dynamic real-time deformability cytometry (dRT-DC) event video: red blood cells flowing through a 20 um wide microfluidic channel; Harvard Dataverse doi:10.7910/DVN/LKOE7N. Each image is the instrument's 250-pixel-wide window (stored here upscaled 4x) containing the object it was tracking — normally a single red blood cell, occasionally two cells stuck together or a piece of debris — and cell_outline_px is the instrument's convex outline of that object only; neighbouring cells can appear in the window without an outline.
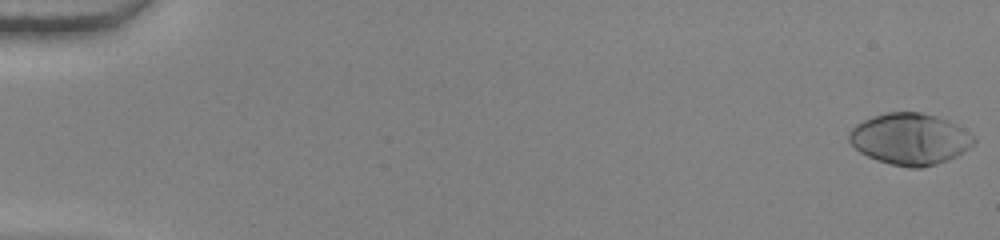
{"species": "human", "species_latin": "Homo sapiens", "temperature_condition": "warm", "stored_images_in_passage": 55, "camera_frame_rate_fps": 3000, "um_per_image_px": 0.085, "donor": {"sex": "female"}, "frame": {"image": 1, "passage_image": 1, "time_ms": 0.0, "image_size_px": [1000, 240], "cell_outline_px": [[976, 144], [972, 148], [948, 160], [936, 164], [920, 168], [908, 168], [876, 160], [860, 152], [848, 140], [848, 132], [856, 124], [872, 116], [888, 112], [920, 112], [936, 116], [948, 120], [956, 124], [976, 136]], "centroid_in_image_um": [77.38, 11.81], "position_along_channel_um": 7.6, "area_um2": 37.74}}
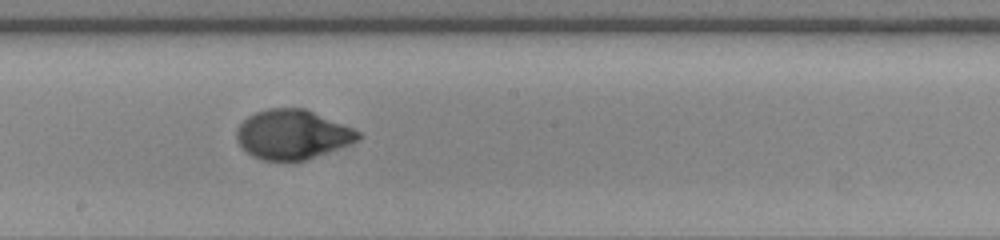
{"frame": {"image": 2, "passage_image": 32, "time_ms": 10.333, "image_size_px": [1000, 240], "cell_outline_px": [[364, 136], [360, 140], [308, 160], [292, 164], [288, 164], [264, 160], [252, 156], [236, 140], [236, 132], [240, 124], [248, 116], [256, 112], [268, 108], [304, 108], [364, 132]], "centroid_in_image_um": [24.91, 11.47], "position_along_channel_um": 223.3, "area_um2": 35.84}}
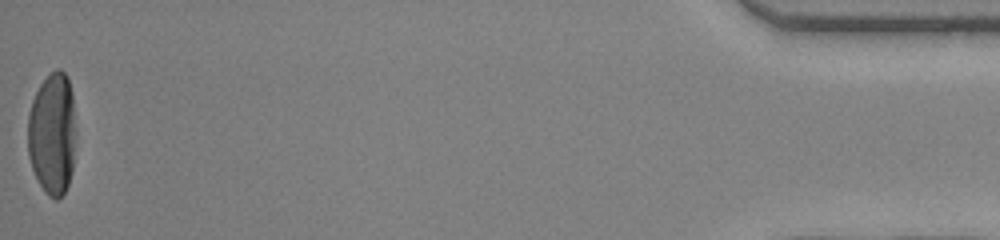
{"frame": {"image": 3, "passage_image": 55, "time_ms": 18.0, "image_size_px": [1000, 240], "cell_outline_px": [[76, 136], [72, 172], [68, 184], [64, 192], [56, 200], [48, 196], [44, 192], [32, 168], [28, 156], [28, 116], [32, 100], [40, 84], [56, 68], [60, 68], [68, 76], [72, 92], [76, 132]], "centroid_in_image_um": [4.46, 11.36], "position_along_channel_um": 430.7, "area_um2": 34.68}, "authors_computed_cell_mechanics": {"area_um2": 35.3736, "velocity_mm_per_s": 3.8514, "shape_relaxation_time_tau1_ms": 3.893, "shape_relaxation_time_tau2_ms": null, "deformation_change_tau1": 0.2533, "deformation_change_tau2": null}}